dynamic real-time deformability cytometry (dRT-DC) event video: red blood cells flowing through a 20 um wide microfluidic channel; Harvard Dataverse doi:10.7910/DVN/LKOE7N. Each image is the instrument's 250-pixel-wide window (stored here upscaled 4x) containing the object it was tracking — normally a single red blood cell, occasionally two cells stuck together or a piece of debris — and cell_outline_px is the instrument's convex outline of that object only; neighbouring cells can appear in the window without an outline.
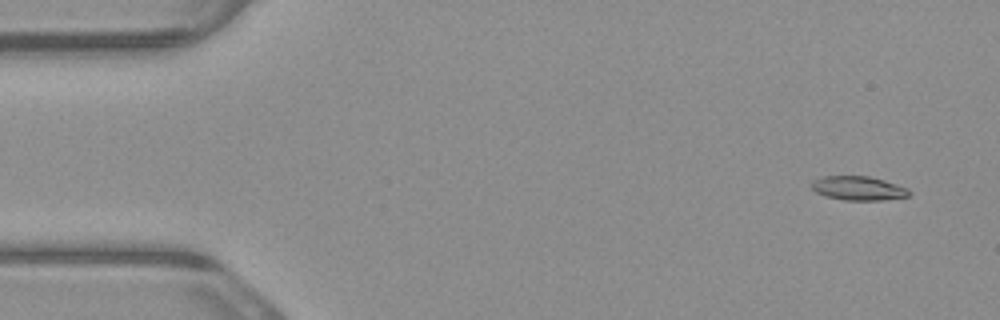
{"species": "common noctule bat (a hibernating species)", "species_latin": "Nyctalus noctula", "temperature_condition": "warm", "stored_images_in_passage": 5, "camera_frame_rate_fps": 3000, "um_per_image_px": 0.085, "animal": {"sex": "male", "body_mass_g": 23.1, "forearm_length_mm": 52.7}, "frame": {"image": 1, "passage_image": 1, "time_ms": 0.0, "image_size_px": [1000, 320], "cell_outline_px": [[912, 192], [908, 196], [884, 200], [844, 200], [824, 196], [816, 192], [812, 188], [812, 180], [824, 176], [868, 176], [884, 180], [908, 188]], "centroid_in_image_um": [72.97, 16.0], "position_along_channel_um": 12.0, "area_um2": 13.7}}
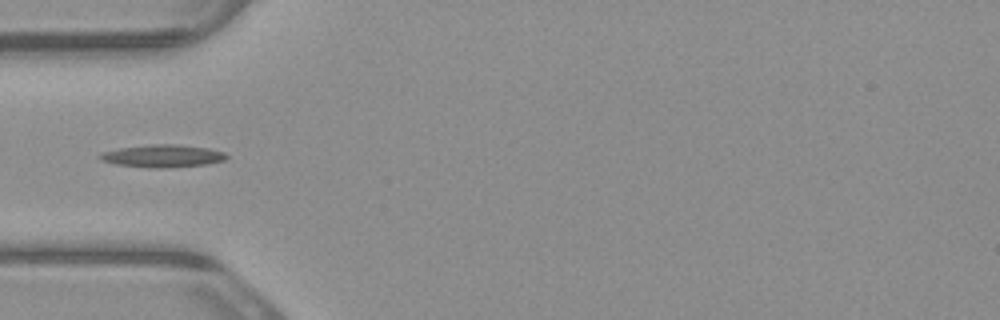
{"frame": {"image": 2, "passage_image": 5, "time_ms": 1.333, "image_size_px": [1000, 320], "cell_outline_px": [[228, 156], [224, 160], [204, 164], [168, 168], [148, 168], [116, 164], [100, 160], [96, 156], [100, 152], [120, 148], [152, 144], [176, 144], [208, 148], [224, 152]], "centroid_in_image_um": [13.76, 13.26], "position_along_channel_um": 71.2, "area_um2": 16.7}}